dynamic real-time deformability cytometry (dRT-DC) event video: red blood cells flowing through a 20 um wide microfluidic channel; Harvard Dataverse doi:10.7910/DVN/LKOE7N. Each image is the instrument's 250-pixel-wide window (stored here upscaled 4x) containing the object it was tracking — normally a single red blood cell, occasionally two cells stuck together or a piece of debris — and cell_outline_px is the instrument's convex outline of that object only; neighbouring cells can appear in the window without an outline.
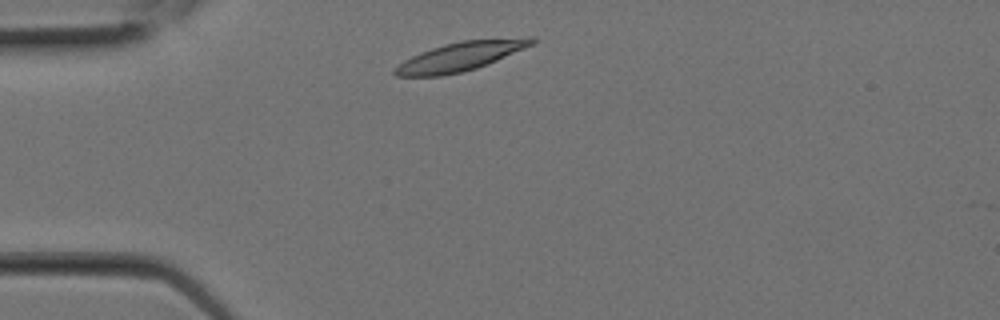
{"species": "Egyptian fruit bat (a non-hibernating species)", "species_latin": "Rousettus aegyptiacus", "temperature_condition": "room temperature", "stored_images_in_passage": 3, "segment_of_instrument_passage": [2, 2], "camera_frame_rate_fps": 3000, "um_per_image_px": 0.085, "animal": {"sex": "female"}, "frame": {"image": 1, "passage_image": 3, "time_ms": 0.667, "image_size_px": [1000, 320], "cell_outline_px": [[536, 40], [532, 44], [524, 48], [496, 60], [476, 68], [460, 72], [440, 76], [396, 76], [392, 72], [392, 68], [404, 60], [412, 56], [432, 48], [444, 44], [460, 40], [524, 36], [536, 36]], "centroid_in_image_um": [39.15, 4.77], "position_along_channel_um": 45.9, "area_um2": 23.18}}